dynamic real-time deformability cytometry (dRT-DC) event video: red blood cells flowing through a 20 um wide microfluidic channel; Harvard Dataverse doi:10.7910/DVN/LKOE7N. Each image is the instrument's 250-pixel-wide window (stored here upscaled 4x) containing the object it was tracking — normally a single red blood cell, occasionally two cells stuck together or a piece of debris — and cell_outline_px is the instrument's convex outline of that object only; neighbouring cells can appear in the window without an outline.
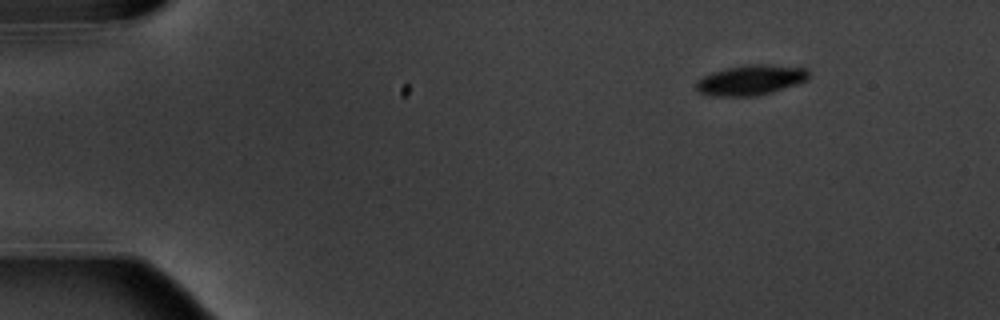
{"species": "common noctule bat (a hibernating species)", "species_latin": "Nyctalus noctula", "temperature_condition": "warm", "stored_images_in_passage": 5, "camera_frame_rate_fps": 3000, "um_per_image_px": 0.085, "animal": {"sex": "male", "body_mass_g": 20.1, "forearm_length_mm": 53.5}, "frame": {"image": 1, "passage_image": 1, "time_ms": 0.0, "image_size_px": [1000, 320], "cell_outline_px": [[808, 80], [772, 92], [756, 96], [720, 96], [700, 92], [696, 88], [696, 84], [704, 76], [712, 72], [728, 68], [748, 64], [768, 64], [808, 68]], "centroid_in_image_um": [63.87, 6.79], "position_along_channel_um": 21.1, "area_um2": 19.54}}
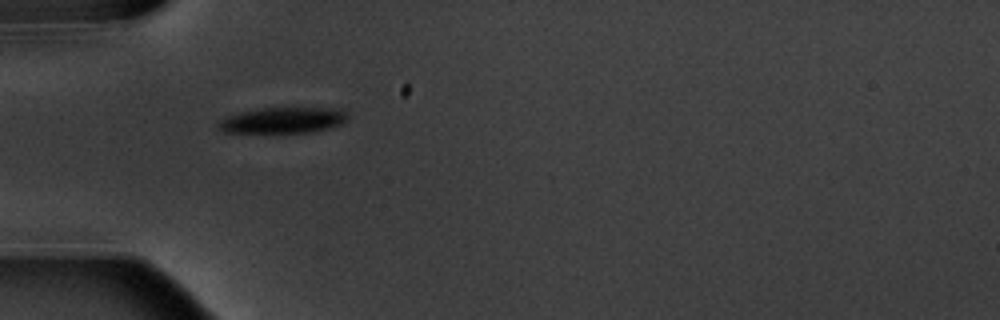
{"frame": {"image": 2, "passage_image": 4, "time_ms": 3.667, "image_size_px": [1000, 320], "cell_outline_px": [[348, 116], [340, 124], [332, 128], [312, 132], [224, 132], [220, 128], [220, 120], [228, 116], [240, 112], [260, 108], [340, 108]], "centroid_in_image_um": [24.09, 10.21], "position_along_channel_um": 60.9, "area_um2": 19.19}}